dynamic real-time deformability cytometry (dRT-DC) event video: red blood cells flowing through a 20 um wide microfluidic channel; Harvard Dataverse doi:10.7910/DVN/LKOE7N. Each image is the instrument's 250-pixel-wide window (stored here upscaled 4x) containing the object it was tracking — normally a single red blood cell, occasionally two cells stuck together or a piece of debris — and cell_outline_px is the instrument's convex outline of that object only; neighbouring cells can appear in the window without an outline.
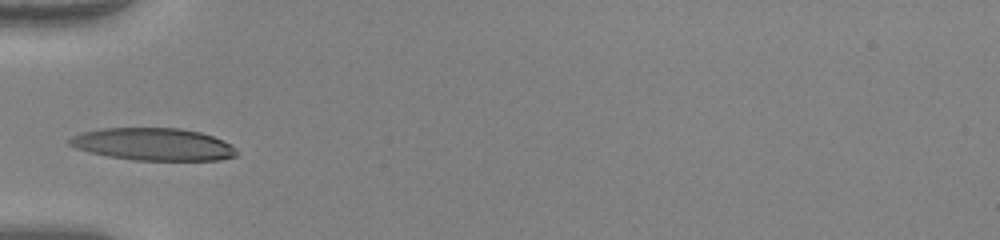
{"species": "human", "species_latin": "Homo sapiens", "temperature_condition": "warm", "stored_images_in_passage": 34, "camera_frame_rate_fps": 3000, "um_per_image_px": 0.085, "donor": {"sex": "female"}, "frame": {"image": 1, "passage_image": 1, "time_ms": 0.0, "image_size_px": [1000, 240], "cell_outline_px": [[236, 156], [220, 160], [132, 160], [108, 156], [88, 152], [76, 148], [68, 144], [68, 140], [72, 136], [84, 132], [104, 128], [180, 128], [200, 132], [212, 136], [232, 144], [236, 148]], "centroid_in_image_um": [13.03, 12.26], "position_along_channel_um": 72.0, "area_um2": 31.56}}
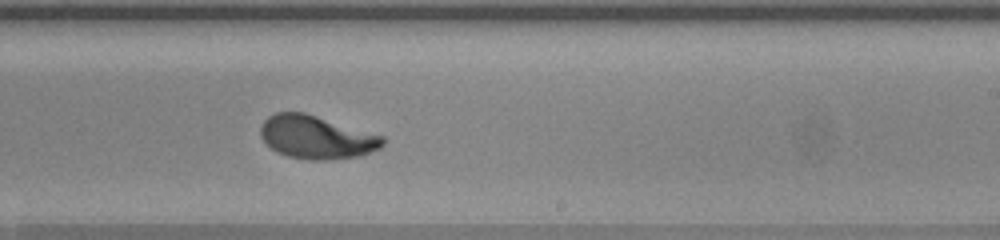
{"frame": {"image": 2, "passage_image": 15, "time_ms": 4.667, "image_size_px": [1000, 240], "cell_outline_px": [[384, 144], [380, 148], [360, 156], [324, 160], [308, 160], [288, 156], [276, 152], [260, 136], [260, 128], [264, 120], [268, 116], [276, 112], [304, 112], [384, 136]], "centroid_in_image_um": [26.89, 11.66], "position_along_channel_um": 262.1, "area_um2": 30.69}}
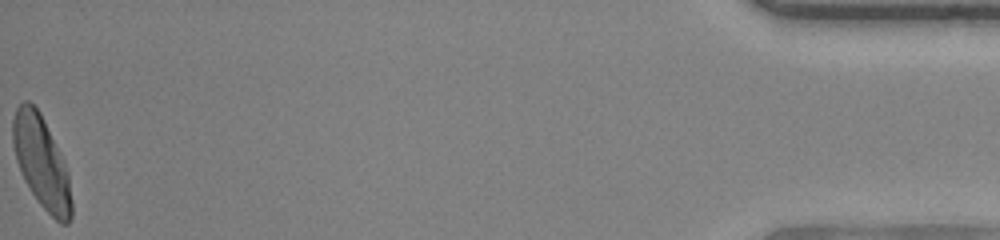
{"frame": {"image": 3, "passage_image": 34, "time_ms": 11.0, "image_size_px": [1000, 240], "cell_outline_px": [[72, 216], [68, 224], [60, 224], [40, 204], [24, 180], [16, 160], [12, 140], [12, 120], [16, 108], [24, 100], [28, 100], [40, 112], [60, 152], [68, 172], [72, 200]], "centroid_in_image_um": [3.53, 13.8], "position_along_channel_um": 431.7, "area_um2": 31.39}, "authors_computed_cell_mechanics": {"area_um2": 30.8363, "velocity_mm_per_s": 4.0901, "shape_relaxation_time_tau1_ms": 3.1036, "shape_relaxation_time_tau2_ms": null, "deformation_change_tau1": 0.2005, "deformation_change_tau2": null}}